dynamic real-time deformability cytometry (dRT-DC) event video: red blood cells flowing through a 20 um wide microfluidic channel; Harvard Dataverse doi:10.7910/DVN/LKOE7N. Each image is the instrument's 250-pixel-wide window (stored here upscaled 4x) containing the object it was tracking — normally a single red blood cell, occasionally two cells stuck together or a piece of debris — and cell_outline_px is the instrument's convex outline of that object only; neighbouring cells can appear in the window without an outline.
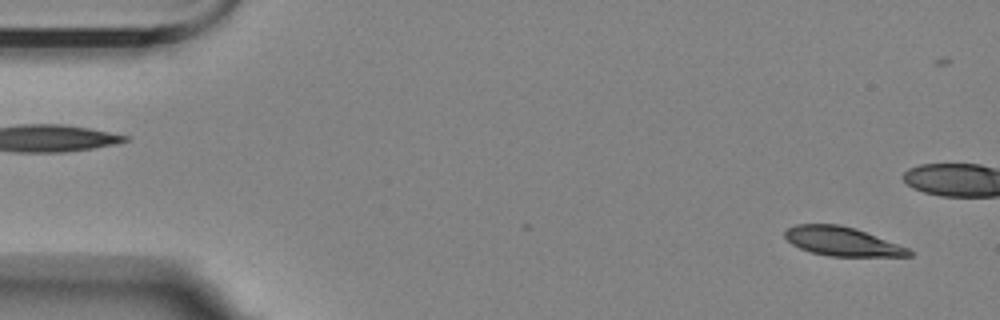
{"species": "Egyptian fruit bat (a non-hibernating species)", "species_latin": "Rousettus aegyptiacus", "temperature_condition": "room temperature", "stored_images_in_passage": 48, "camera_frame_rate_fps": 3000, "um_per_image_px": 0.085, "animal": {"sex": "female"}, "frame": {"image": 1, "passage_image": 2, "time_ms": 0.333, "image_size_px": [1000, 320], "cell_outline_px": [[912, 256], [828, 256], [812, 252], [800, 248], [792, 244], [784, 236], [784, 232], [788, 228], [796, 224], [840, 224], [856, 228], [908, 248], [912, 252]], "centroid_in_image_um": [71.57, 20.51], "position_along_channel_um": 13.4, "area_um2": 20.81}}
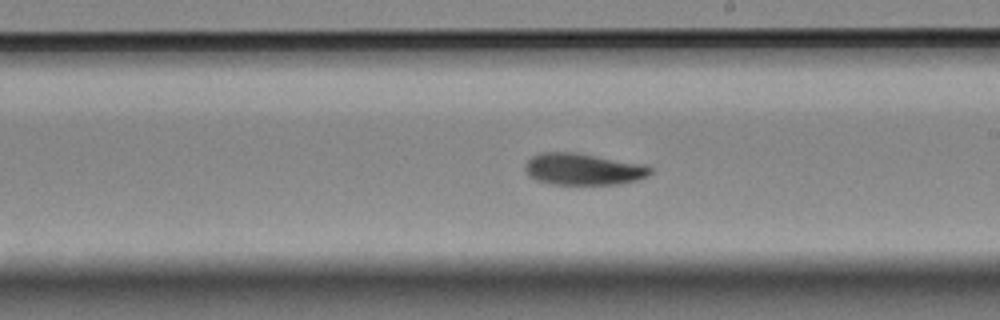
{"frame": {"image": 2, "passage_image": 31, "time_ms": 10.0, "image_size_px": [1000, 320], "cell_outline_px": [[652, 172], [648, 176], [636, 180], [620, 184], [548, 184], [536, 180], [528, 176], [524, 168], [524, 164], [532, 156], [540, 152], [576, 152], [648, 164], [652, 168]], "centroid_in_image_um": [49.58, 14.37], "position_along_channel_um": 239.4, "area_um2": 23.58}}
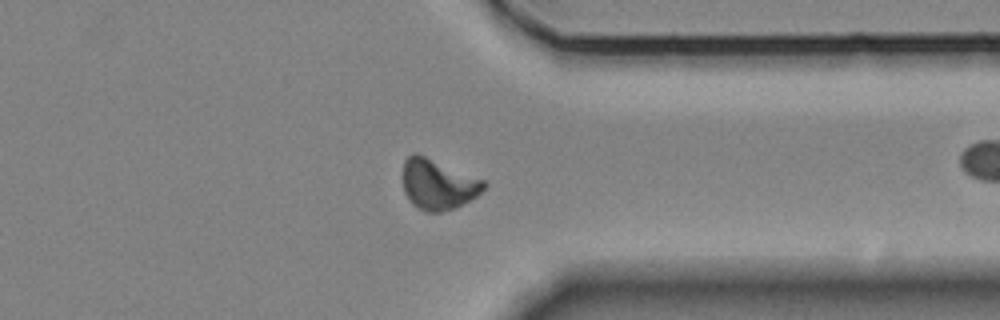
{"frame": {"image": 3, "passage_image": 43, "time_ms": 14.0, "image_size_px": [1000, 320], "cell_outline_px": [[488, 184], [476, 196], [452, 208], [440, 212], [424, 212], [412, 204], [408, 200], [404, 192], [404, 160], [412, 152], [416, 152], [484, 180]], "centroid_in_image_um": [37.2, 15.66], "position_along_channel_um": 374.2, "area_um2": 23.52}, "authors_computed_cell_mechanics": {"area_um2": 23.0622, "velocity_mm_per_s": 3.4519, "shape_relaxation_time_tau1_ms": 3.537, "shape_relaxation_time_tau2_ms": 6.9828, "deformation_change_tau1": 0.1549, "deformation_change_tau2": 0.1167}}